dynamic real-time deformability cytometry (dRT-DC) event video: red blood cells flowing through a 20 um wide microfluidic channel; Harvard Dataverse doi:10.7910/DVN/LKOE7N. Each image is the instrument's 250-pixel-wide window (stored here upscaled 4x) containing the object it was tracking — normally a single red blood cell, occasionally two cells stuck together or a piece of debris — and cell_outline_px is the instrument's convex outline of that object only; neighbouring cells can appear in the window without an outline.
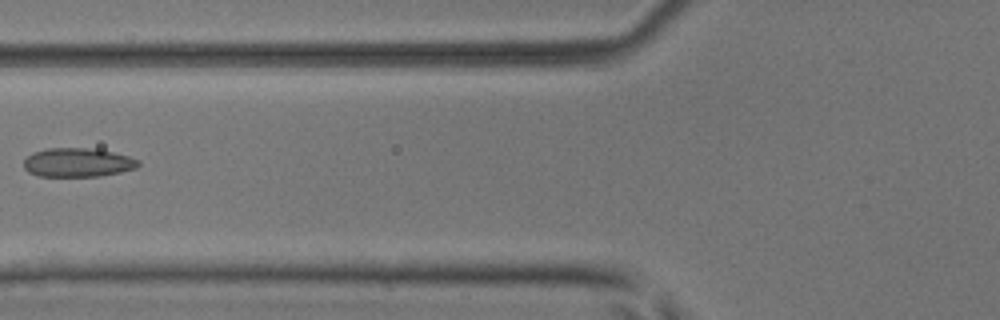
{"species": "common noctule bat (a hibernating species)", "species_latin": "Nyctalus noctula", "temperature_condition": "room temperature", "stored_images_in_passage": 6, "camera_frame_rate_fps": 3000, "um_per_image_px": 0.085, "animal": {"sex": "male", "body_mass_g": 17.9, "forearm_length_mm": 54.2}, "frame": {"image": 1, "passage_image": 6, "time_ms": 1.667, "image_size_px": [1000, 320], "cell_outline_px": [[140, 164], [136, 168], [120, 172], [100, 176], [40, 176], [28, 172], [24, 168], [24, 160], [32, 152], [48, 148], [88, 148], [112, 152], [128, 156], [140, 160]], "centroid_in_image_um": [6.6, 13.81], "position_along_channel_um": 119.2, "area_um2": 19.25}}